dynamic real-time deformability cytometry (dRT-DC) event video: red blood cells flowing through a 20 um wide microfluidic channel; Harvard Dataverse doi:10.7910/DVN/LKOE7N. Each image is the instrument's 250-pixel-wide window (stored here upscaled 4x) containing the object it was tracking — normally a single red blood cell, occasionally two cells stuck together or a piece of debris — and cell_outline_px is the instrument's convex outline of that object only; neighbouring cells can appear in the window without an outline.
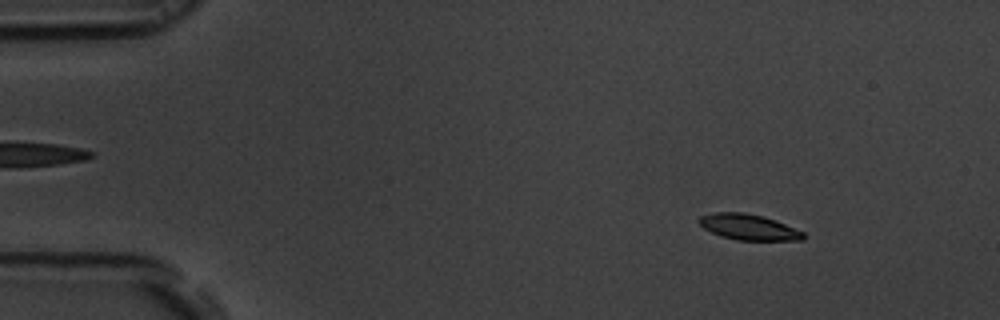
{"species": "common noctule bat (a hibernating species)", "species_latin": "Nyctalus noctula", "temperature_condition": "room temperature", "stored_images_in_passage": 55, "camera_frame_rate_fps": 3000, "um_per_image_px": 0.085, "animal": {"sex": "male", "body_mass_g": 19.5, "forearm_length_mm": 54.6}, "frame": {"image": 1, "passage_image": 7, "time_ms": 2.0, "image_size_px": [1000, 320], "cell_outline_px": [[804, 240], [736, 240], [720, 236], [704, 228], [696, 220], [700, 216], [712, 212], [744, 212], [764, 216], [776, 220], [804, 232]], "centroid_in_image_um": [63.61, 19.29], "position_along_channel_um": 21.4, "area_um2": 15.78}}
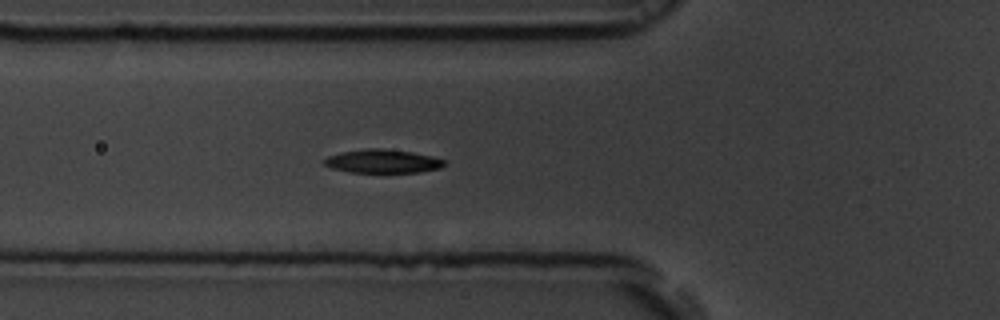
{"frame": {"image": 2, "passage_image": 20, "time_ms": 6.333, "image_size_px": [1000, 320], "cell_outline_px": [[448, 164], [440, 168], [420, 172], [348, 172], [332, 168], [324, 164], [324, 160], [328, 156], [340, 152], [364, 148], [384, 148], [412, 152], [432, 156], [448, 160]], "centroid_in_image_um": [32.57, 13.69], "position_along_channel_um": 93.2, "area_um2": 16.7}}
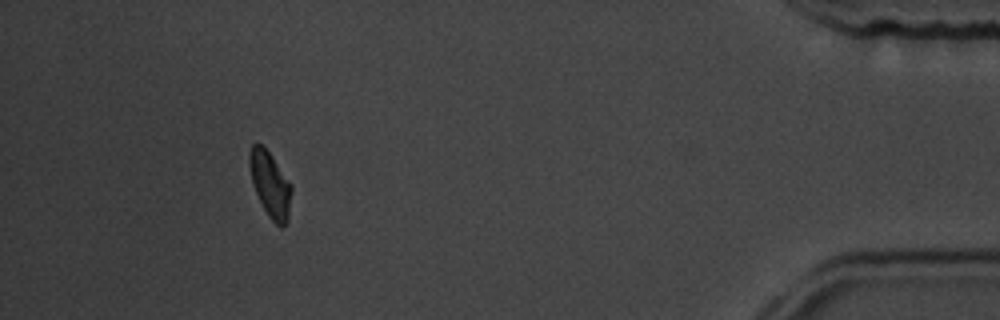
{"frame": {"image": 3, "passage_image": 51, "time_ms": 16.667, "image_size_px": [1000, 320], "cell_outline_px": [[292, 192], [288, 220], [280, 228], [268, 216], [252, 184], [248, 164], [248, 156], [252, 144], [256, 140], [272, 156], [292, 184]], "centroid_in_image_um": [22.96, 15.65], "position_along_channel_um": 412.2, "area_um2": 16.18}, "authors_computed_cell_mechanics": {"area_um2": 16.184, "velocity_mm_per_s": 3.6794, "shape_relaxation_time_tau1_ms": 2.0276, "shape_relaxation_time_tau2_ms": 7.3059, "deformation_change_tau1": 0.133, "deformation_change_tau2": 0.1029}}